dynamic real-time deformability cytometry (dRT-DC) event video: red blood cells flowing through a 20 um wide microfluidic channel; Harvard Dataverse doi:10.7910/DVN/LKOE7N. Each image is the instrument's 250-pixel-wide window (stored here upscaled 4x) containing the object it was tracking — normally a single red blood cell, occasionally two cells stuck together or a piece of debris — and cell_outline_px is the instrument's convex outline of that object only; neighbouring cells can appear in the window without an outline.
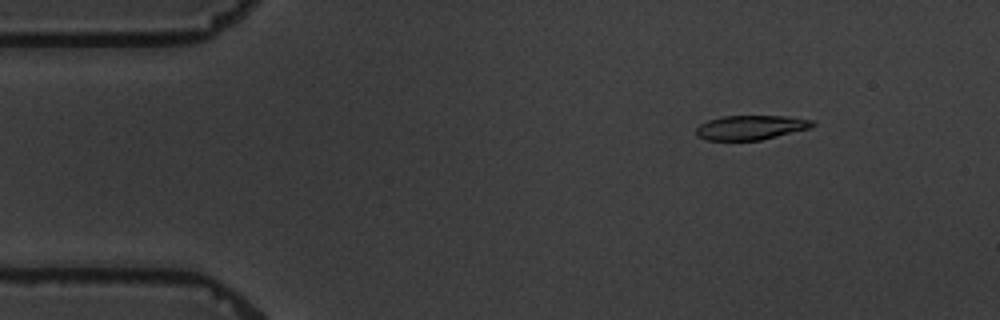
{"species": "common noctule bat (a hibernating species)", "species_latin": "Nyctalus noctula", "temperature_condition": "warm", "stored_images_in_passage": 6, "camera_frame_rate_fps": 3000, "um_per_image_px": 0.085, "animal": {"sex": "male", "body_mass_g": 19.5, "forearm_length_mm": 54.6}, "frame": {"image": 1, "passage_image": 2, "time_ms": 1.0, "image_size_px": [1000, 320], "cell_outline_px": [[816, 124], [812, 128], [760, 140], [704, 140], [696, 136], [696, 128], [700, 124], [708, 120], [724, 116], [784, 116], [812, 120]], "centroid_in_image_um": [63.81, 10.84], "position_along_channel_um": 21.2, "area_um2": 16.59}}
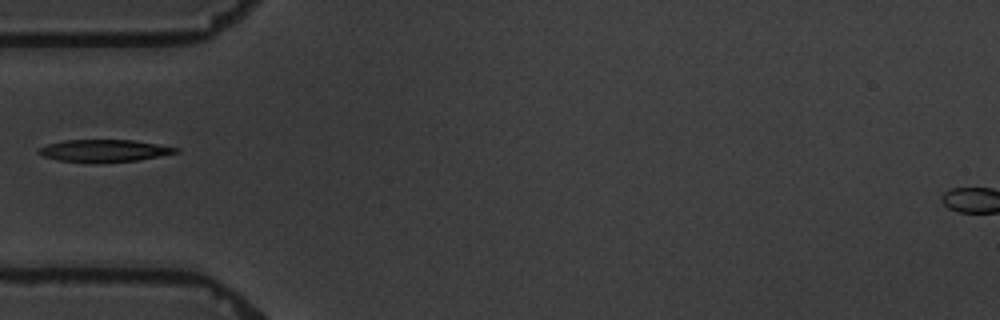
{"frame": {"image": 2, "passage_image": 5, "time_ms": 4.667, "image_size_px": [1000, 320], "cell_outline_px": [[180, 152], [136, 160], [60, 160], [44, 156], [36, 152], [36, 148], [48, 144], [64, 140], [132, 140], [180, 148]], "centroid_in_image_um": [8.85, 12.76], "position_along_channel_um": 76.2, "area_um2": 16.82}}
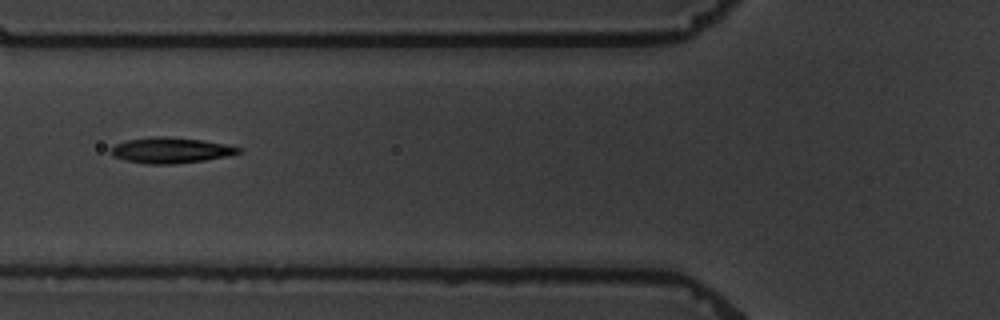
{"frame": {"image": 3, "passage_image": 6, "time_ms": 5.667, "image_size_px": [1000, 320], "cell_outline_px": [[244, 152], [228, 156], [204, 160], [172, 164], [148, 164], [128, 160], [112, 156], [112, 148], [116, 144], [128, 140], [152, 136], [164, 136], [200, 140], [228, 144], [244, 148]], "centroid_in_image_um": [14.6, 12.77], "position_along_channel_um": 111.2, "area_um2": 19.02}}